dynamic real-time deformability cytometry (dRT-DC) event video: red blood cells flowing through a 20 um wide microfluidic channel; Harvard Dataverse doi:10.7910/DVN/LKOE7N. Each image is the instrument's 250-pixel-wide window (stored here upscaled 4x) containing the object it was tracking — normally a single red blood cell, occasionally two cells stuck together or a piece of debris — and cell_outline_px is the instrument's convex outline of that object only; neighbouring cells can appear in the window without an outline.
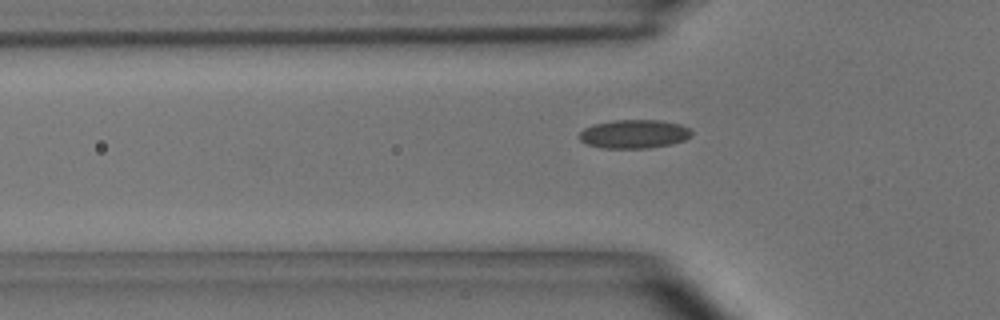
{"species": "common noctule bat (a hibernating species)", "species_latin": "Nyctalus noctula", "temperature_condition": "room temperature", "stored_images_in_passage": 41, "camera_frame_rate_fps": 3000, "um_per_image_px": 0.085, "animal": {"sex": "male", "body_mass_g": 15.6}, "frame": {"image": 1, "passage_image": 4, "time_ms": 1.0, "image_size_px": [1000, 320], "cell_outline_px": [[692, 136], [684, 140], [672, 144], [648, 148], [604, 148], [588, 144], [580, 140], [580, 132], [584, 128], [592, 124], [612, 120], [660, 120], [680, 124], [688, 128], [692, 132]], "centroid_in_image_um": [53.91, 11.38], "position_along_channel_um": 71.9, "area_um2": 18.79}}
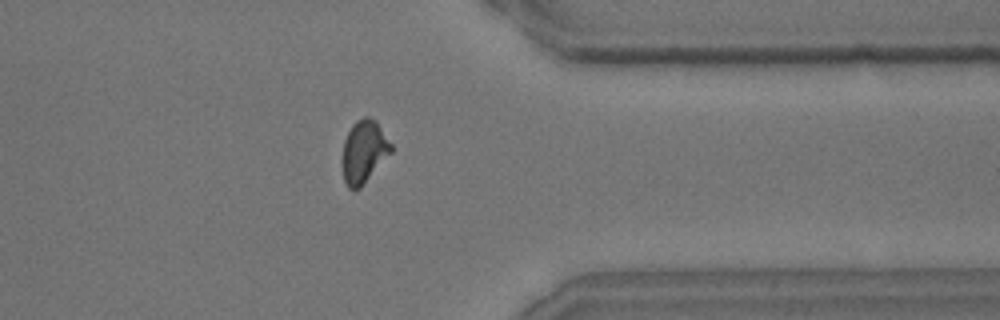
{"frame": {"image": 2, "passage_image": 30, "time_ms": 9.667, "image_size_px": [1000, 320], "cell_outline_px": [[392, 152], [360, 188], [348, 188], [344, 180], [344, 140], [352, 124], [356, 120], [364, 116], [368, 116], [376, 120], [392, 144]], "centroid_in_image_um": [30.97, 12.84], "position_along_channel_um": 380.4, "area_um2": 17.51}}
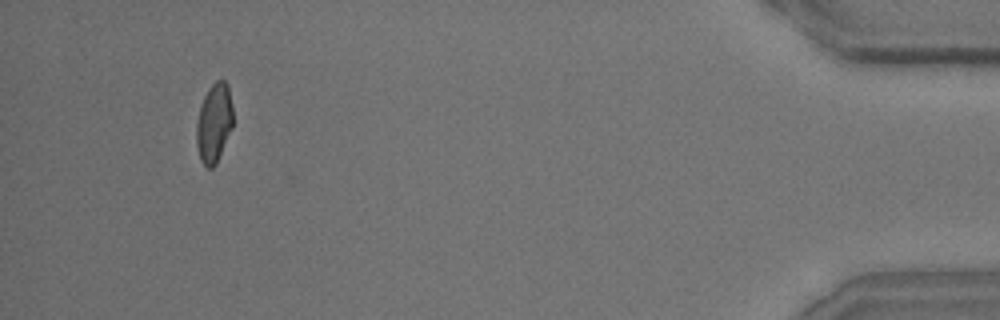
{"frame": {"image": 3, "passage_image": 38, "time_ms": 12.333, "image_size_px": [1000, 320], "cell_outline_px": [[232, 128], [216, 164], [212, 168], [208, 168], [200, 160], [196, 144], [196, 124], [200, 108], [204, 96], [208, 88], [216, 80], [224, 80], [228, 84], [232, 104]], "centroid_in_image_um": [18.19, 10.44], "position_along_channel_um": 417.0, "area_um2": 16.88}}